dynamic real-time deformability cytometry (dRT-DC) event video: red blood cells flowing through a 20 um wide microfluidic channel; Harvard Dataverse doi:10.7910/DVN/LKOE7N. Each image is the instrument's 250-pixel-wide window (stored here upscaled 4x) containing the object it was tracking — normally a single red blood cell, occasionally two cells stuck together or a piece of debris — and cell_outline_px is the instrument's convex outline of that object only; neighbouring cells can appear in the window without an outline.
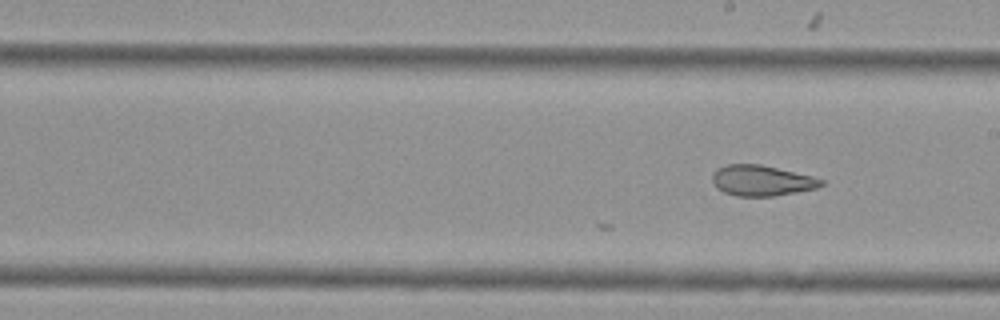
{"species": "Egyptian fruit bat (a non-hibernating species)", "species_latin": "Rousettus aegyptiacus", "temperature_condition": "cold", "stored_images_in_passage": 30, "camera_frame_rate_fps": 3000, "um_per_image_px": 0.085, "animal": {"sex": "female"}, "frame": {"image": 1, "passage_image": 30, "time_ms": 9.667, "image_size_px": [1000, 320], "cell_outline_px": [[824, 184], [816, 188], [796, 192], [772, 196], [736, 196], [724, 192], [716, 188], [712, 180], [712, 176], [716, 168], [724, 164], [760, 164], [812, 176], [824, 180]], "centroid_in_image_um": [64.7, 15.34], "position_along_channel_um": 224.3, "area_um2": 19.42}}